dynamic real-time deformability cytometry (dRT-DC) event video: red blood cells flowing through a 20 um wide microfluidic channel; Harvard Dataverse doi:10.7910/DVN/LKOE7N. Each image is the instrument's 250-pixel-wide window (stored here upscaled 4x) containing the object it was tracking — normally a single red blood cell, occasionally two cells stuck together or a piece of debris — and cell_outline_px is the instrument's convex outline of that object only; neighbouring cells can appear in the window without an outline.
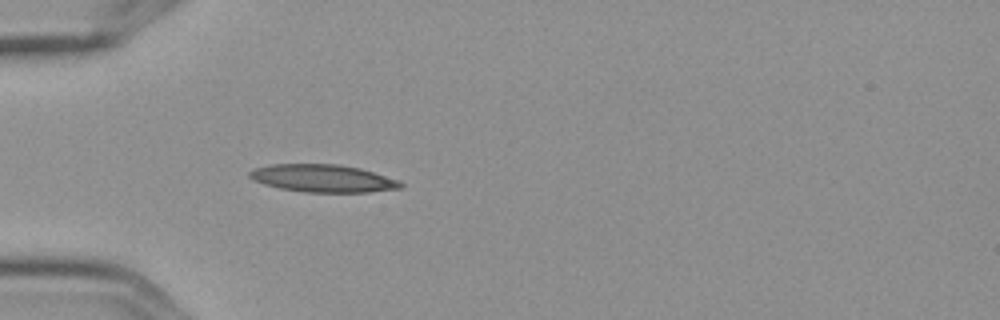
{"species": "Egyptian fruit bat (a non-hibernating species)", "species_latin": "Rousettus aegyptiacus", "temperature_condition": "cold", "stored_images_in_passage": 1, "camera_frame_rate_fps": 3000, "um_per_image_px": 0.085, "frame": {"image": 1, "passage_image": 1, "time_ms": 0.0, "image_size_px": [1000, 320], "cell_outline_px": [[404, 188], [368, 192], [304, 192], [280, 188], [264, 184], [252, 180], [248, 176], [248, 172], [252, 168], [268, 164], [340, 164], [360, 168], [400, 180], [404, 184]], "centroid_in_image_um": [27.44, 15.15], "position_along_channel_um": 57.6, "area_um2": 24.62}}